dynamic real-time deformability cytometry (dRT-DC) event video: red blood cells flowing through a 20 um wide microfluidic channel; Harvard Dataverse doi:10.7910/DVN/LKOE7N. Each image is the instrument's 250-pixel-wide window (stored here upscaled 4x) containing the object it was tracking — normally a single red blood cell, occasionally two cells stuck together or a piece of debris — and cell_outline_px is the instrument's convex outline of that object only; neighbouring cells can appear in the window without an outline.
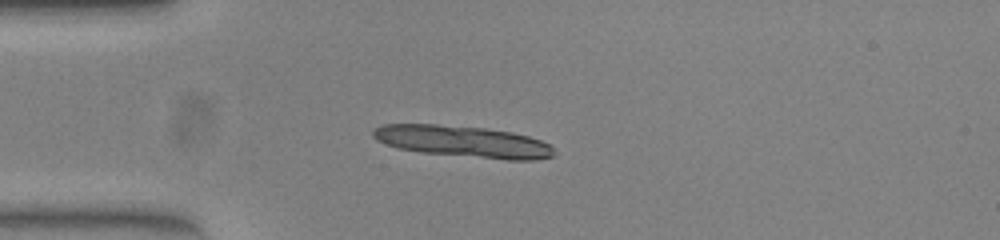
{"species": "common noctule bat (a hibernating species)", "species_latin": "Nyctalus noctula", "temperature_condition": "warm", "stored_images_in_passage": 9, "camera_frame_rate_fps": 3000, "um_per_image_px": 0.085, "animal": {"sex": "female", "body_mass_g": 23.0, "forearm_length_mm": 53.4}, "frame": {"image": 1, "passage_image": 1, "time_ms": 0.0, "image_size_px": [1000, 240], "cell_outline_px": [[552, 156], [536, 160], [508, 160], [420, 152], [396, 148], [384, 144], [376, 140], [372, 136], [372, 128], [384, 124], [436, 124], [484, 128], [512, 132], [528, 136], [552, 144]], "centroid_in_image_um": [39.31, 12.03], "position_along_channel_um": 45.7, "area_um2": 33.41}}